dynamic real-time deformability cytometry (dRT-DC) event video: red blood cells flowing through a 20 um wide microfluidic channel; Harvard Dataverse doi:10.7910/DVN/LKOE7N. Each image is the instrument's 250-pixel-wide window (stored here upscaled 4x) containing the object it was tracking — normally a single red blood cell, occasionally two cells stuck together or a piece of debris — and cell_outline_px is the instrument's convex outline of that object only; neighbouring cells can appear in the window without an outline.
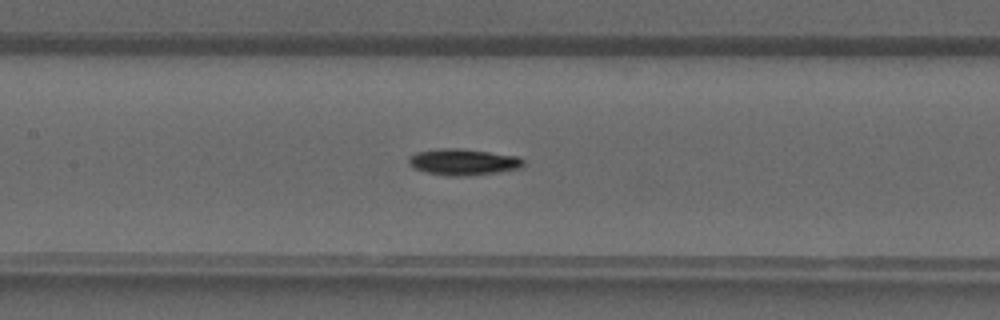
{"species": "common noctule bat (a hibernating species)", "species_latin": "Nyctalus noctula", "temperature_condition": "warm", "stored_images_in_passage": 32, "camera_frame_rate_fps": 3000, "um_per_image_px": 0.085, "animal": {"sex": "male", "forearm_length_mm": 52.5}, "frame": {"image": 1, "passage_image": 11, "time_ms": 3.333, "image_size_px": [1000, 320], "cell_outline_px": [[524, 164], [520, 168], [496, 172], [468, 176], [448, 176], [424, 172], [408, 164], [408, 156], [416, 152], [440, 148], [456, 148], [488, 152], [516, 156], [524, 160]], "centroid_in_image_um": [39.32, 13.77], "position_along_channel_um": 168.1, "area_um2": 17.51}}
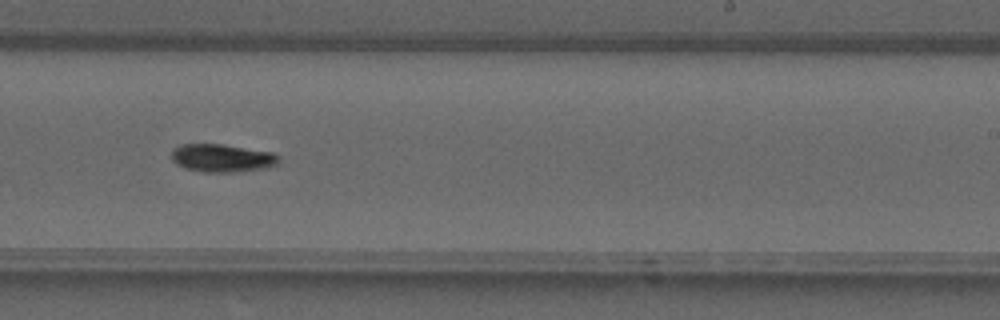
{"frame": {"image": 2, "passage_image": 17, "time_ms": 5.333, "image_size_px": [1000, 320], "cell_outline_px": [[280, 160], [276, 164], [268, 168], [236, 172], [200, 172], [184, 168], [176, 164], [172, 160], [172, 148], [180, 144], [224, 144], [272, 152], [280, 156]], "centroid_in_image_um": [18.87, 13.43], "position_along_channel_um": 270.1, "area_um2": 17.8}}
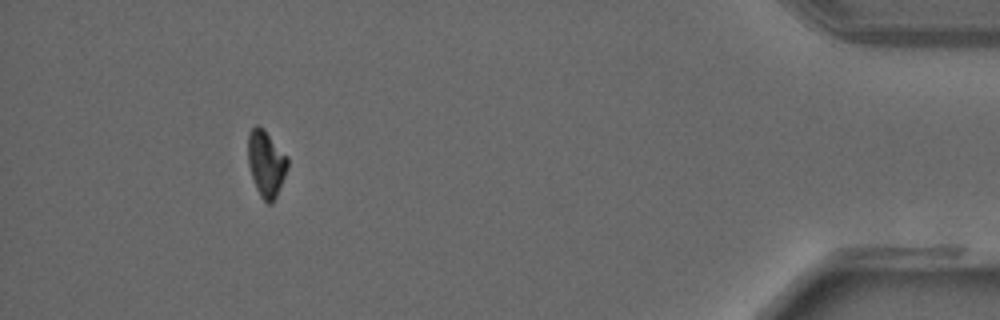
{"frame": {"image": 3, "passage_image": 29, "time_ms": 9.333, "image_size_px": [1000, 320], "cell_outline_px": [[288, 168], [276, 196], [272, 204], [268, 204], [260, 196], [256, 188], [248, 164], [248, 132], [256, 124], [264, 128], [288, 156]], "centroid_in_image_um": [22.62, 13.86], "position_along_channel_um": 412.6, "area_um2": 15.43}}